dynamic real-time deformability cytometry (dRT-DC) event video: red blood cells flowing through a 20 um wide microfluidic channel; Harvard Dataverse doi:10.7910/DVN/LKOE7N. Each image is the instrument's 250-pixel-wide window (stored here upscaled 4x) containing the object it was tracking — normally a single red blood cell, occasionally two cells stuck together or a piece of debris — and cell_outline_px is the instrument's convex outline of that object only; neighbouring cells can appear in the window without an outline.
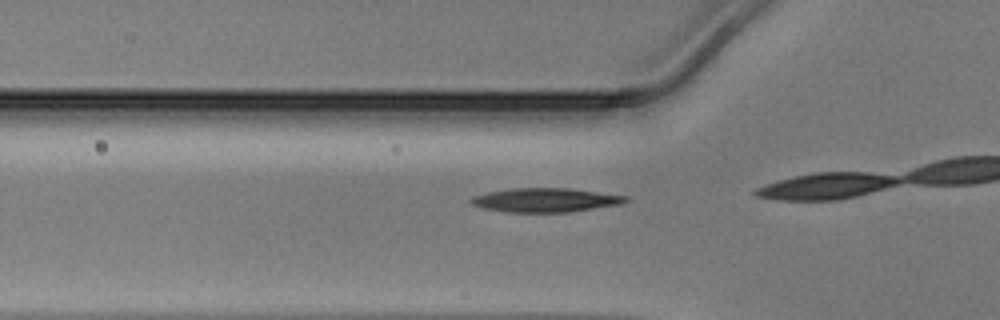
{"species": "Egyptian fruit bat (a non-hibernating species)", "species_latin": "Rousettus aegyptiacus", "temperature_condition": "warm", "stored_images_in_passage": 9, "camera_frame_rate_fps": 3000, "um_per_image_px": 0.085, "animal": {"sex": "male"}, "frame": {"image": 1, "passage_image": 7, "time_ms": 2.0, "image_size_px": [1000, 320], "cell_outline_px": [[628, 200], [620, 204], [572, 212], [504, 212], [484, 208], [472, 204], [468, 200], [472, 196], [488, 192], [512, 188], [568, 188], [628, 196]], "centroid_in_image_um": [46.34, 17.01], "position_along_channel_um": 79.5, "area_um2": 21.62}}